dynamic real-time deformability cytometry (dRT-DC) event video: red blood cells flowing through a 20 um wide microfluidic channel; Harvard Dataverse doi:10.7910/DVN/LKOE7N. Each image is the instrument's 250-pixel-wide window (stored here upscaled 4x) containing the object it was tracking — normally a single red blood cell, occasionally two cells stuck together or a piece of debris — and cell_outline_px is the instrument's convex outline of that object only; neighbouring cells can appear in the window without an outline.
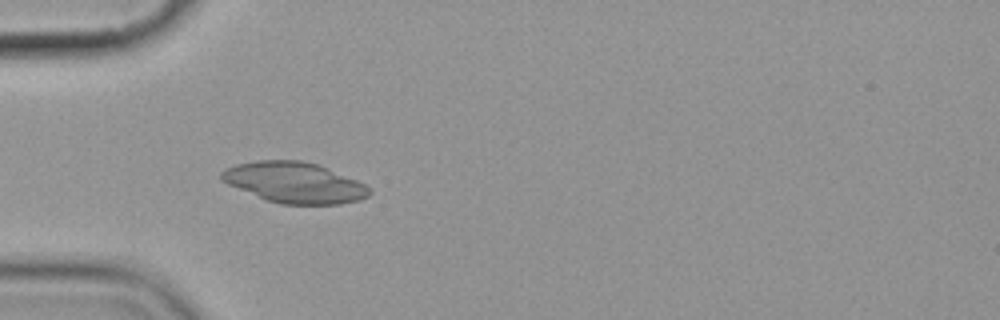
{"species": "common noctule bat (a hibernating species)", "species_latin": "Nyctalus noctula", "temperature_condition": "cold", "stored_images_in_passage": 6, "camera_frame_rate_fps": 3000, "um_per_image_px": 0.085, "animal": {"sex": "female", "body_mass_g": 19.9}, "frame": {"image": 1, "passage_image": 5, "time_ms": 4.667, "image_size_px": [1000, 320], "cell_outline_px": [[372, 192], [368, 196], [360, 200], [340, 204], [280, 204], [264, 200], [228, 184], [220, 180], [220, 172], [236, 164], [256, 160], [300, 160], [320, 164], [356, 180], [364, 184]], "centroid_in_image_um": [25.01, 15.52], "position_along_channel_um": 60.0, "area_um2": 35.26}}
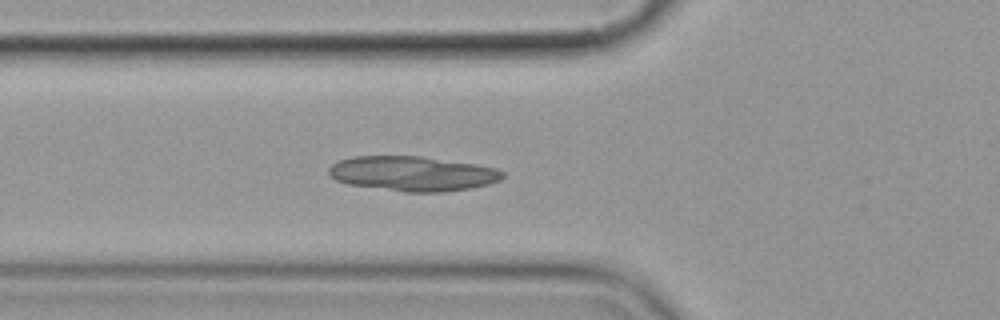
{"frame": {"image": 2, "passage_image": 6, "time_ms": 5.667, "image_size_px": [1000, 320], "cell_outline_px": [[504, 176], [500, 180], [488, 184], [472, 188], [444, 192], [404, 192], [348, 184], [336, 180], [328, 176], [328, 168], [332, 164], [340, 160], [352, 156], [420, 156], [476, 164], [496, 168], [504, 172]], "centroid_in_image_um": [35.06, 14.76], "position_along_channel_um": 90.7, "area_um2": 35.43}}